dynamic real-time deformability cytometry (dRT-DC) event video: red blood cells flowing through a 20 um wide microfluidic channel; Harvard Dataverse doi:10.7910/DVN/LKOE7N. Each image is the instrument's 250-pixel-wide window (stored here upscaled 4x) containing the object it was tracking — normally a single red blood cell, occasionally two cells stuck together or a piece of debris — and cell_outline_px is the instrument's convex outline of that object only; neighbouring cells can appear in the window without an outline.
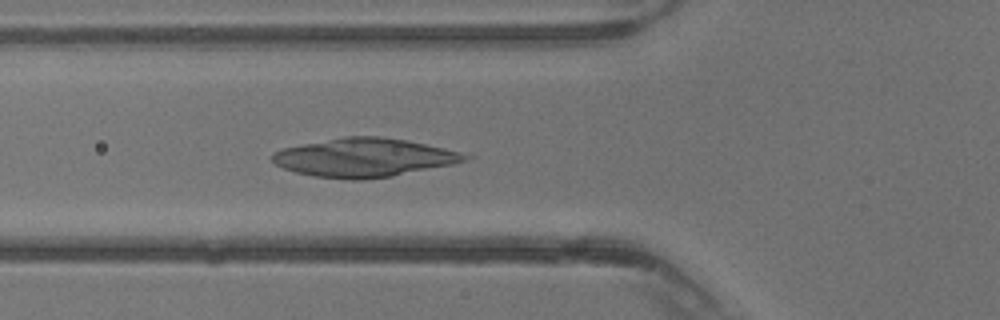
{"species": "common noctule bat (a hibernating species)", "species_latin": "Nyctalus noctula", "temperature_condition": "warm", "stored_images_in_passage": 28, "camera_frame_rate_fps": 3000, "um_per_image_px": 0.085, "animal": {"sex": "male", "body_mass_g": 13.3}, "frame": {"image": 1, "passage_image": 3, "time_ms": 0.667, "image_size_px": [1000, 320], "cell_outline_px": [[476, 156], [452, 164], [392, 176], [360, 180], [352, 180], [316, 176], [296, 172], [284, 168], [276, 164], [272, 160], [272, 156], [276, 152], [284, 148], [344, 136], [380, 136], [404, 140], [424, 144], [460, 152]], "centroid_in_image_um": [30.96, 13.4], "position_along_channel_um": 94.8, "area_um2": 42.66}}
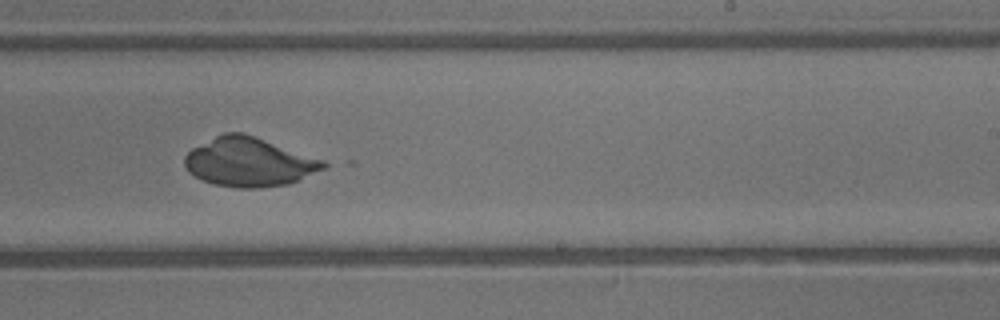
{"frame": {"image": 2, "passage_image": 13, "time_ms": 4.0, "image_size_px": [1000, 320], "cell_outline_px": [[332, 164], [328, 168], [288, 184], [256, 188], [236, 188], [212, 184], [188, 172], [184, 164], [184, 156], [192, 148], [224, 132], [244, 132], [324, 160]], "centroid_in_image_um": [21.2, 13.77], "position_along_channel_um": 267.8, "area_um2": 39.82}}
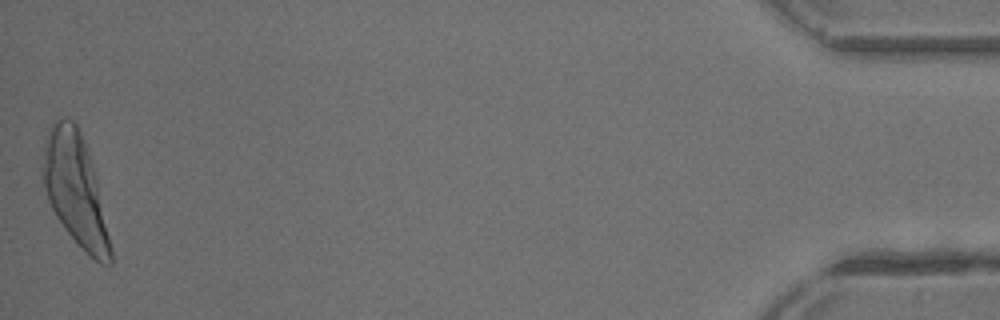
{"frame": {"image": 3, "passage_image": 28, "time_ms": 9.0, "image_size_px": [1000, 320], "cell_outline_px": [[112, 264], [100, 264], [64, 228], [56, 216], [48, 200], [40, 168], [44, 144], [48, 128], [56, 120], [64, 116], [68, 116], [76, 124], [80, 132], [96, 180], [112, 248]], "centroid_in_image_um": [6.35, 16.07], "position_along_channel_um": 428.8, "area_um2": 43.18}}